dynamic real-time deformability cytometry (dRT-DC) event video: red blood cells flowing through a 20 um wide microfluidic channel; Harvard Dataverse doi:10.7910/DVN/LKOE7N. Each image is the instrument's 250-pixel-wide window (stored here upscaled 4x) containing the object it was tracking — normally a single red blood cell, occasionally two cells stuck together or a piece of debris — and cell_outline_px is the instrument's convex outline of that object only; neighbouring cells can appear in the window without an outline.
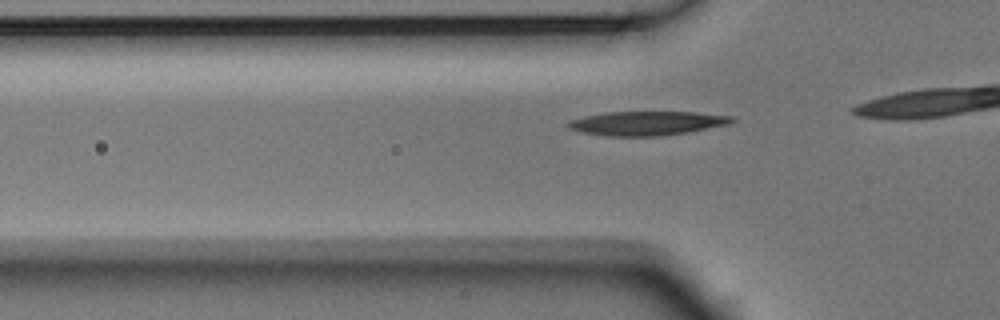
{"species": "Egyptian fruit bat (a non-hibernating species)", "species_latin": "Rousettus aegyptiacus", "temperature_condition": "room temperature", "stored_images_in_passage": 15, "camera_frame_rate_fps": 3000, "um_per_image_px": 0.085, "animal": {"sex": "male"}, "frame": {"image": 1, "passage_image": 6, "time_ms": 1.667, "image_size_px": [1000, 320], "cell_outline_px": [[736, 120], [728, 124], [688, 132], [660, 136], [608, 136], [580, 132], [568, 128], [564, 124], [572, 120], [584, 116], [604, 112], [696, 112], [732, 116]], "centroid_in_image_um": [54.96, 10.47], "position_along_channel_um": 70.8, "area_um2": 23.0}}
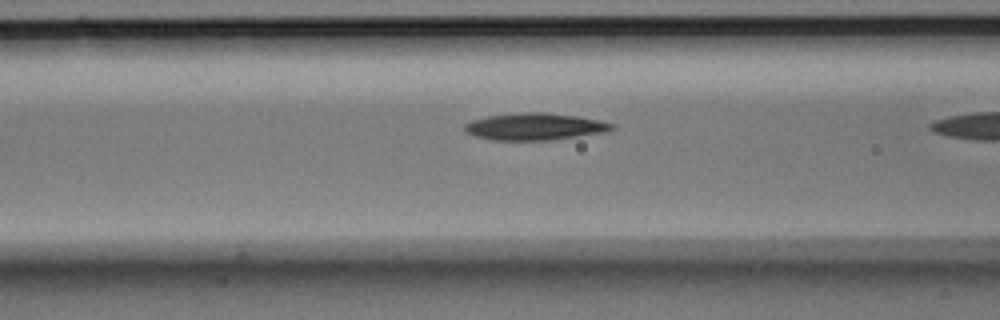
{"frame": {"image": 2, "passage_image": 10, "time_ms": 3.0, "image_size_px": [1000, 320], "cell_outline_px": [[616, 128], [608, 132], [552, 140], [492, 140], [476, 136], [468, 132], [464, 128], [464, 124], [472, 120], [488, 116], [524, 112], [544, 112], [576, 116], [600, 120], [616, 124]], "centroid_in_image_um": [45.53, 10.76], "position_along_channel_um": 121.1, "area_um2": 23.24}}
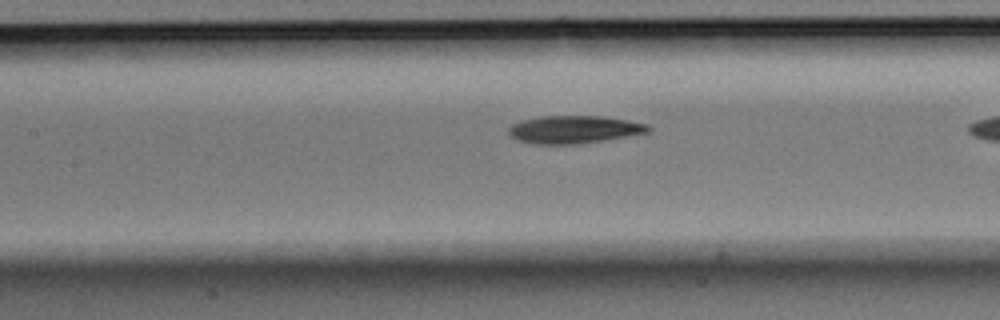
{"frame": {"image": 3, "passage_image": 13, "time_ms": 4.0, "image_size_px": [1000, 320], "cell_outline_px": [[652, 132], [604, 140], [576, 144], [536, 144], [520, 140], [512, 136], [508, 132], [508, 128], [512, 124], [524, 120], [540, 116], [600, 116], [628, 120], [648, 124], [652, 128]], "centroid_in_image_um": [48.86, 11.0], "position_along_channel_um": 158.5, "area_um2": 22.48}}